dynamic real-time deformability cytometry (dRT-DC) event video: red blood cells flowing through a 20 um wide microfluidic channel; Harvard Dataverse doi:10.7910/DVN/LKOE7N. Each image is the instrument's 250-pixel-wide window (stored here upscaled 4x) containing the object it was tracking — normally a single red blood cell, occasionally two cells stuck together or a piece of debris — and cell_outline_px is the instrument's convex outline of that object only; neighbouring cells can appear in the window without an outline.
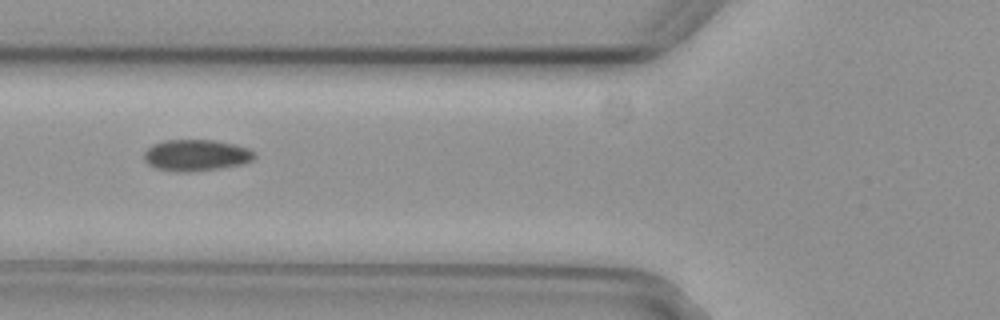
{"species": "common noctule bat (a hibernating species)", "species_latin": "Nyctalus noctula", "temperature_condition": "cold", "stored_images_in_passage": 4, "camera_frame_rate_fps": 3000, "um_per_image_px": 0.085, "animal": {"sex": "female", "body_mass_g": 29.2, "forearm_length_mm": 56.3}, "frame": {"image": 1, "passage_image": 2, "time_ms": 0.333, "image_size_px": [1000, 320], "cell_outline_px": [[256, 156], [252, 160], [244, 164], [220, 168], [188, 172], [176, 172], [156, 168], [148, 164], [144, 160], [144, 152], [152, 144], [164, 140], [212, 140], [232, 144], [248, 148]], "centroid_in_image_um": [16.64, 13.2], "position_along_channel_um": 109.2, "area_um2": 20.17}}
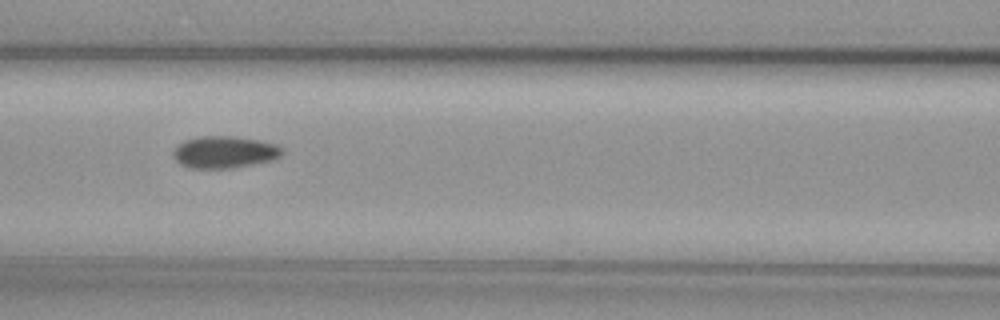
{"frame": {"image": 2, "passage_image": 3, "time_ms": 0.667, "image_size_px": [1000, 320], "cell_outline_px": [[284, 152], [280, 156], [272, 160], [232, 168], [188, 168], [180, 164], [172, 156], [172, 152], [184, 140], [200, 136], [232, 136], [256, 140], [276, 144], [284, 148]], "centroid_in_image_um": [19.07, 12.93], "position_along_channel_um": 147.5, "area_um2": 20.29}}
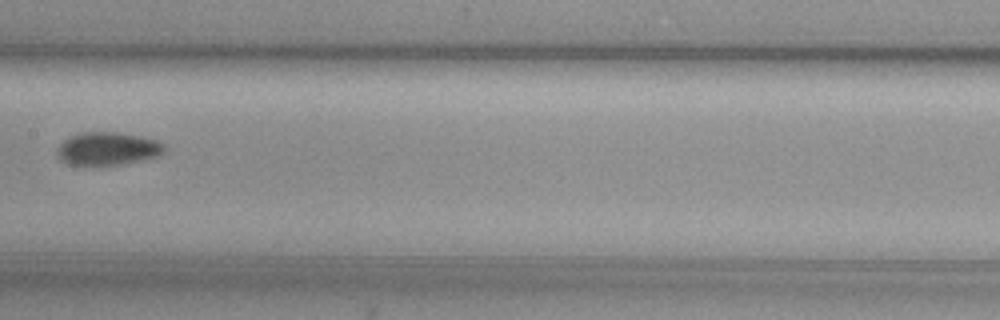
{"frame": {"image": 3, "passage_image": 4, "time_ms": 1.0, "image_size_px": [1000, 320], "cell_outline_px": [[164, 152], [156, 156], [144, 160], [100, 168], [68, 164], [60, 160], [56, 156], [56, 152], [60, 144], [64, 140], [80, 132], [116, 132], [156, 140], [164, 144]], "centroid_in_image_um": [9.09, 12.69], "position_along_channel_um": 198.3, "area_um2": 21.1}}